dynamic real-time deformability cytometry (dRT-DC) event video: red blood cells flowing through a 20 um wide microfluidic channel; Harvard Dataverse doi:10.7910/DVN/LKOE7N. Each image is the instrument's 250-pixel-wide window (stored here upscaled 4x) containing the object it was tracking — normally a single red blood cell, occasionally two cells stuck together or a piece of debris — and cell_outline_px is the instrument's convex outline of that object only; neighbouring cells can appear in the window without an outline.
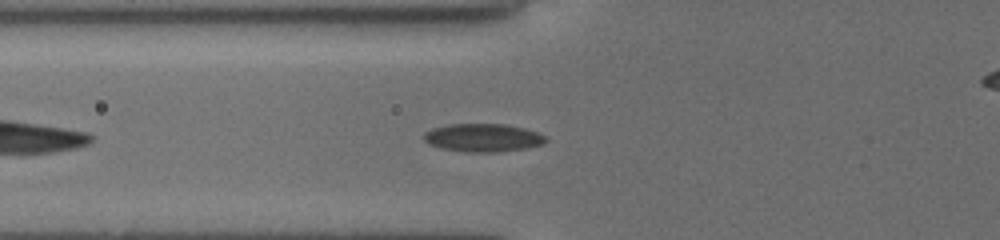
{"species": "common noctule bat (a hibernating species)", "species_latin": "Nyctalus noctula", "temperature_condition": "cold", "stored_images_in_passage": 36, "camera_frame_rate_fps": 3000, "um_per_image_px": 0.085, "animal": {"sex": "female", "body_mass_g": 19.5, "forearm_length_mm": 54.1}, "frame": {"image": 1, "passage_image": 2, "time_ms": 0.333, "image_size_px": [1000, 240], "cell_outline_px": [[548, 140], [544, 144], [528, 148], [496, 152], [464, 152], [440, 148], [428, 144], [424, 140], [424, 132], [432, 128], [448, 124], [504, 124], [524, 128], [536, 132], [544, 136]], "centroid_in_image_um": [41.03, 11.71], "position_along_channel_um": 84.8, "area_um2": 20.11}}
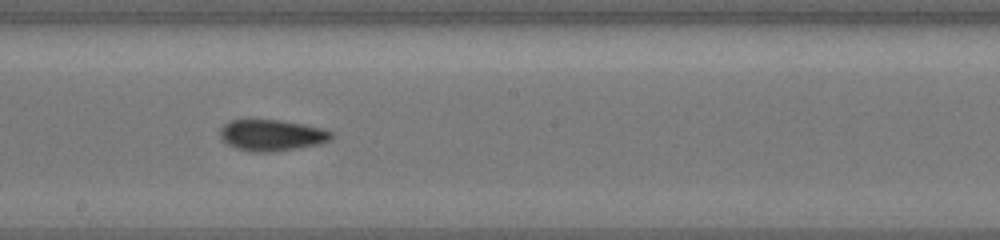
{"frame": {"image": 2, "passage_image": 13, "time_ms": 4.0, "image_size_px": [1000, 240], "cell_outline_px": [[336, 136], [320, 144], [272, 152], [252, 152], [236, 148], [220, 140], [220, 128], [224, 124], [232, 120], [248, 116], [280, 120], [304, 124], [320, 128], [332, 132]], "centroid_in_image_um": [23.03, 11.45], "position_along_channel_um": 225.2, "area_um2": 20.98}}
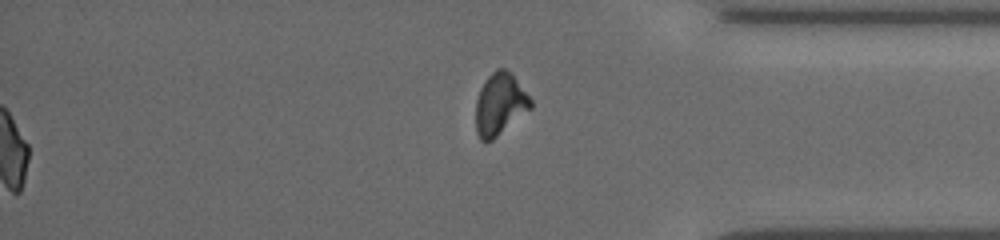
{"frame": {"image": 3, "passage_image": 36, "time_ms": 11.667, "image_size_px": [1000, 240], "cell_outline_px": [[532, 108], [492, 140], [480, 140], [476, 132], [476, 100], [480, 88], [488, 76], [496, 68], [504, 68], [516, 80], [532, 100]], "centroid_in_image_um": [42.48, 8.86], "position_along_channel_um": 392.7, "area_um2": 19.54}, "authors_computed_cell_mechanics": {"area_um2": 19.7098, "velocity_mm_per_s": 3.823, "shape_relaxation_time_tau1_ms": 6.0671, "shape_relaxation_time_tau2_ms": 3.6207, "deformation_change_tau1": 0.1304, "deformation_change_tau2": 0.0975}}